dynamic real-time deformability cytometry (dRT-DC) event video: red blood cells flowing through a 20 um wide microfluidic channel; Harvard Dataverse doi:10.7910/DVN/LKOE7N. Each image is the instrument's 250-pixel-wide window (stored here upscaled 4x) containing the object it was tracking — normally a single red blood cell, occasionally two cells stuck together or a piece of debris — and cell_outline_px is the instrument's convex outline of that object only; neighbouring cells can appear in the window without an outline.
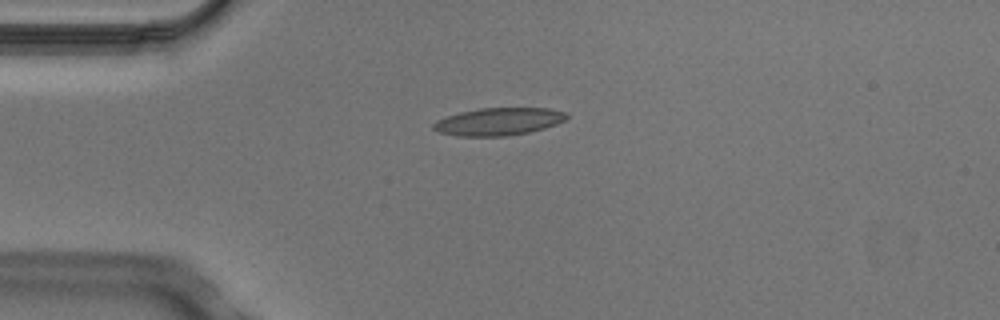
{"species": "Egyptian fruit bat (a non-hibernating species)", "species_latin": "Rousettus aegyptiacus", "temperature_condition": "cold", "stored_images_in_passage": 3, "camera_frame_rate_fps": 3000, "um_per_image_px": 0.085, "animal": {"sex": "male"}, "frame": {"image": 1, "passage_image": 1, "time_ms": 0.0, "image_size_px": [1000, 320], "cell_outline_px": [[568, 116], [564, 120], [556, 124], [544, 128], [528, 132], [508, 136], [456, 136], [436, 132], [432, 128], [432, 124], [436, 120], [460, 112], [480, 108], [548, 108], [568, 112]], "centroid_in_image_um": [42.35, 10.33], "position_along_channel_um": 42.6, "area_um2": 21.5}}